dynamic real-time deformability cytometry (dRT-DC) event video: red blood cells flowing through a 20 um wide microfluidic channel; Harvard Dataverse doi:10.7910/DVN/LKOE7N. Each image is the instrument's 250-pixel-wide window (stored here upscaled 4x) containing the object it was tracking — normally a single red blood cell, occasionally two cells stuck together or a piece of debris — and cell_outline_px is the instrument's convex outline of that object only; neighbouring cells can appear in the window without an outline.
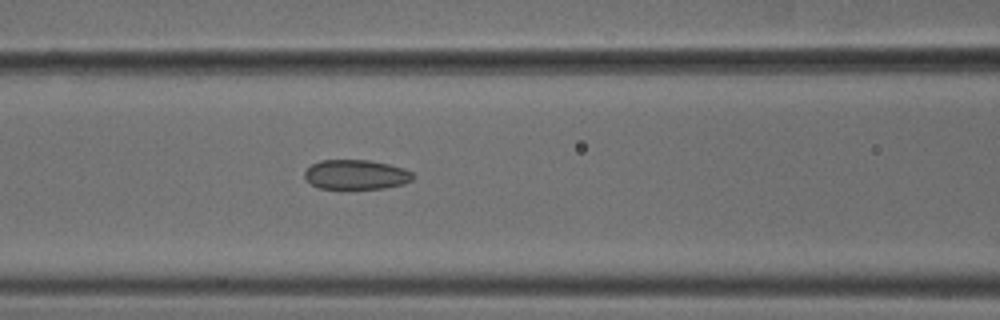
{"species": "common noctule bat (a hibernating species)", "species_latin": "Nyctalus noctula", "temperature_condition": "cold", "stored_images_in_passage": 43, "camera_frame_rate_fps": 3000, "um_per_image_px": 0.085, "animal": {"sex": "male", "body_mass_g": 18.8}, "frame": {"image": 1, "passage_image": 11, "time_ms": 3.333, "image_size_px": [1000, 320], "cell_outline_px": [[416, 176], [412, 180], [404, 184], [384, 188], [320, 188], [312, 184], [304, 176], [304, 172], [312, 164], [320, 160], [368, 160], [388, 164], [404, 168], [412, 172]], "centroid_in_image_um": [30.3, 14.83], "position_along_channel_um": 136.3, "area_um2": 18.61}}
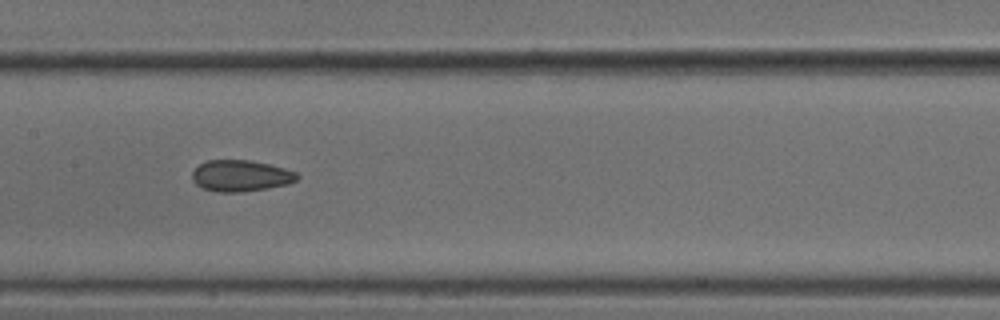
{"frame": {"image": 2, "passage_image": 15, "time_ms": 4.667, "image_size_px": [1000, 320], "cell_outline_px": [[300, 176], [296, 180], [288, 184], [268, 188], [244, 192], [220, 192], [204, 188], [196, 184], [192, 180], [192, 172], [200, 164], [208, 160], [248, 160], [268, 164], [284, 168], [296, 172]], "centroid_in_image_um": [20.47, 14.94], "position_along_channel_um": 186.9, "area_um2": 19.07}}
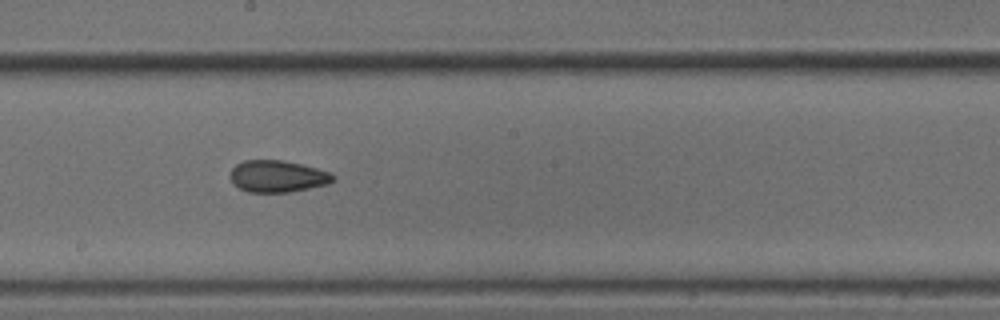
{"frame": {"image": 3, "passage_image": 18, "time_ms": 5.667, "image_size_px": [1000, 320], "cell_outline_px": [[336, 180], [328, 184], [288, 192], [248, 192], [232, 184], [228, 176], [232, 168], [236, 164], [244, 160], [280, 160], [300, 164], [332, 172], [336, 176]], "centroid_in_image_um": [23.58, 14.98], "position_along_channel_um": 224.6, "area_um2": 19.25}}